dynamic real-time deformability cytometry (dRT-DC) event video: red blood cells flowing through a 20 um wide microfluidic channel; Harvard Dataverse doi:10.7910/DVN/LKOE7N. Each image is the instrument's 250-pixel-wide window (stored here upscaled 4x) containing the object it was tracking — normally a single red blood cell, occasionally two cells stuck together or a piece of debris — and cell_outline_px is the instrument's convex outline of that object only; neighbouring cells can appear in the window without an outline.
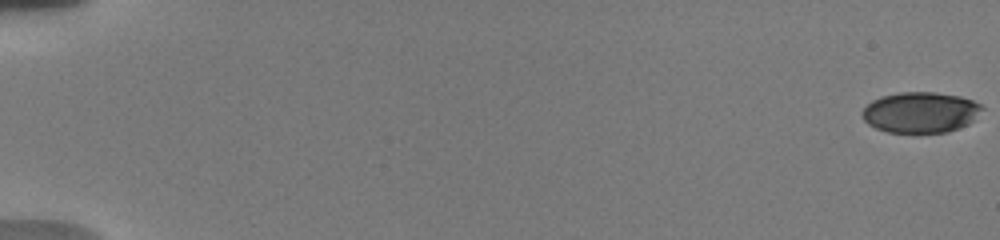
{"species": "human", "species_latin": "Homo sapiens", "temperature_condition": "warm", "stored_images_in_passage": 34, "camera_frame_rate_fps": 3000, "um_per_image_px": 0.085, "donor": {"sex": "male"}, "frame": {"image": 1, "passage_image": 1, "time_ms": 0.0, "image_size_px": [1000, 240], "cell_outline_px": [[984, 108], [968, 124], [948, 132], [888, 132], [876, 128], [868, 124], [864, 120], [860, 112], [872, 100], [880, 96], [900, 92], [936, 92], [960, 96], [972, 100], [980, 104]], "centroid_in_image_um": [78.22, 9.54], "position_along_channel_um": 6.8, "area_um2": 28.44}}
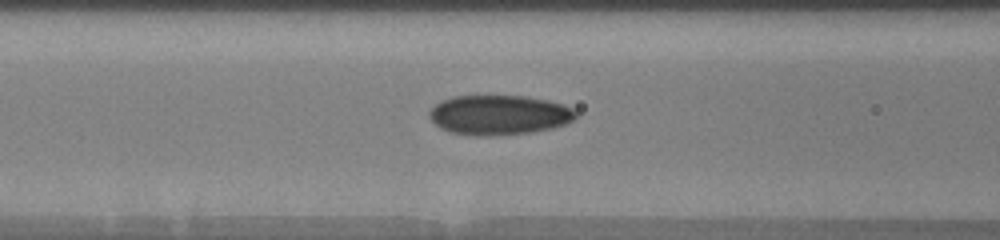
{"frame": {"image": 2, "passage_image": 25, "time_ms": 8.333, "image_size_px": [1000, 240], "cell_outline_px": [[576, 116], [572, 120], [564, 124], [552, 128], [532, 132], [488, 136], [480, 136], [448, 132], [440, 128], [428, 116], [428, 112], [440, 100], [452, 96], [524, 96], [548, 100], [564, 104], [572, 108], [576, 112]], "centroid_in_image_um": [42.39, 9.77], "position_along_channel_um": 124.2, "area_um2": 33.99}}
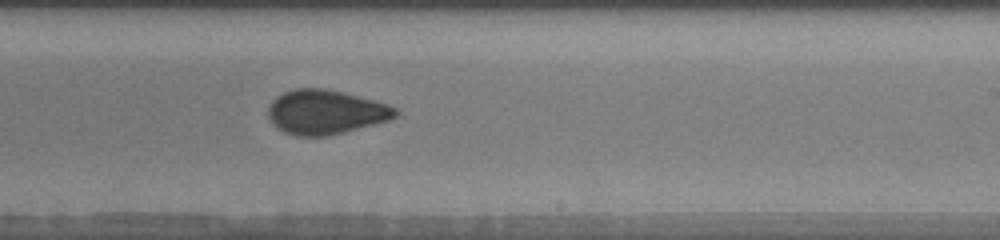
{"frame": {"image": 3, "passage_image": 34, "time_ms": 12.0, "image_size_px": [1000, 240], "cell_outline_px": [[400, 112], [396, 116], [388, 120], [376, 124], [328, 136], [296, 136], [284, 132], [276, 128], [272, 124], [268, 116], [268, 108], [272, 100], [276, 96], [284, 92], [296, 88], [324, 88], [344, 92], [388, 104], [396, 108]], "centroid_in_image_um": [27.66, 9.53], "position_along_channel_um": 261.3, "area_um2": 33.12}}